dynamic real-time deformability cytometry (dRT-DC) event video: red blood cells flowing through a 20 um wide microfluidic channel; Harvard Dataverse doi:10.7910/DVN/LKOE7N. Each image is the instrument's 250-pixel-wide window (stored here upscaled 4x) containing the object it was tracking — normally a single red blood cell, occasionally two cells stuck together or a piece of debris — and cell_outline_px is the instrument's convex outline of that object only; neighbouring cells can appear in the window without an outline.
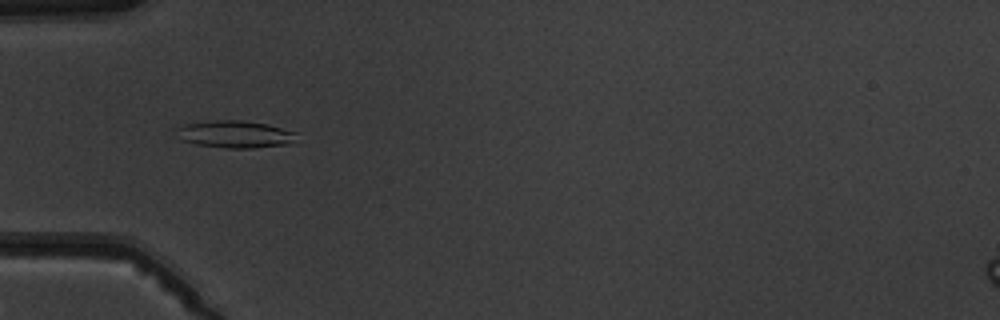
{"species": "common noctule bat (a hibernating species)", "species_latin": "Nyctalus noctula", "temperature_condition": "warm", "stored_images_in_passage": 6, "camera_frame_rate_fps": 3000, "um_per_image_px": 0.085, "animal": {"sex": "male", "body_mass_g": 19.5, "forearm_length_mm": 54.6}, "frame": {"image": 1, "passage_image": 5, "time_ms": 4.333, "image_size_px": [1000, 320], "cell_outline_px": [[296, 144], [252, 148], [224, 148], [196, 144], [180, 140], [176, 128], [184, 124], [216, 120], [240, 120], [268, 124], [296, 132]], "centroid_in_image_um": [20.03, 11.42], "position_along_channel_um": 65.0, "area_um2": 19.31}}